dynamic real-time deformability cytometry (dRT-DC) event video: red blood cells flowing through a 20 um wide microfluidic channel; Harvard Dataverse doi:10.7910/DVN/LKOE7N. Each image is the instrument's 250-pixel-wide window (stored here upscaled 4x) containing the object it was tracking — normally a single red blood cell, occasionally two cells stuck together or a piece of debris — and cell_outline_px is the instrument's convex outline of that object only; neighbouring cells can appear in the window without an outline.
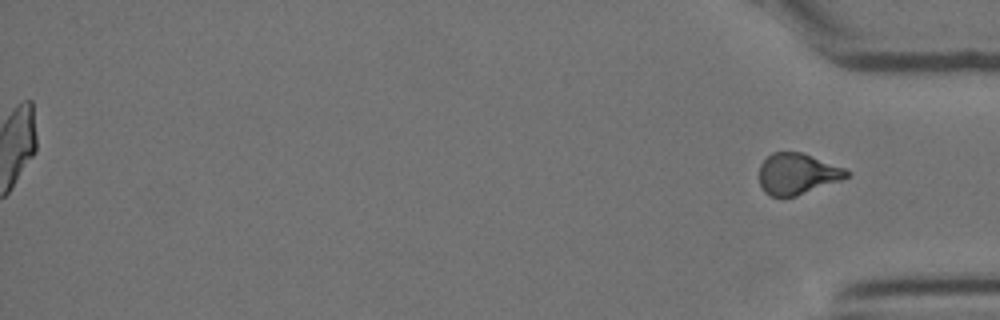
{"species": "Egyptian fruit bat (a non-hibernating species)", "species_latin": "Rousettus aegyptiacus", "temperature_condition": "cold", "stored_images_in_passage": 43, "segment_of_instrument_passage": [2, 2], "camera_frame_rate_fps": 3000, "um_per_image_px": 0.085, "animal": {"sex": "female"}, "frame": {"image": 1, "passage_image": 43, "time_ms": 14.0, "image_size_px": [1000, 320], "cell_outline_px": [[852, 172], [848, 176], [840, 180], [796, 196], [772, 196], [764, 192], [760, 184], [760, 164], [772, 152], [800, 152], [844, 168]], "centroid_in_image_um": [67.75, 14.77], "position_along_channel_um": 367.4, "area_um2": 20.58}}